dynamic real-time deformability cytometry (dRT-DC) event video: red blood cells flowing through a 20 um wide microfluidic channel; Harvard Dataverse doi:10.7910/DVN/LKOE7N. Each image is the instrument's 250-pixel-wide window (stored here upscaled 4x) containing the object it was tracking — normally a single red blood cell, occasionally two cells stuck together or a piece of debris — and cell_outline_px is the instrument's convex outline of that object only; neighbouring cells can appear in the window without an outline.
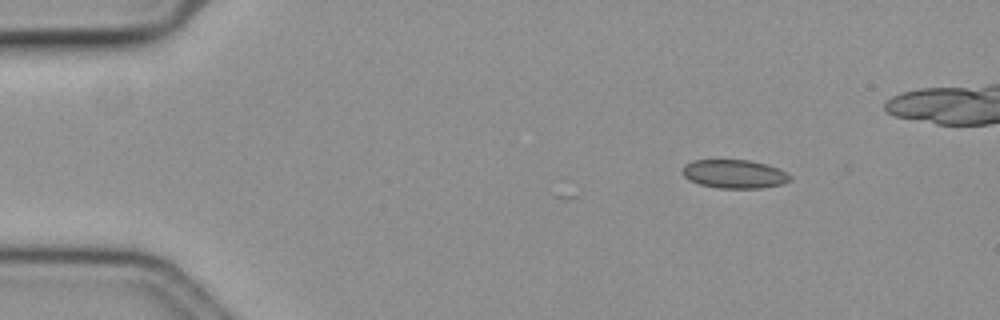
{"species": "common noctule bat (a hibernating species)", "species_latin": "Nyctalus noctula", "temperature_condition": "cold", "stored_images_in_passage": 6, "camera_frame_rate_fps": 3000, "um_per_image_px": 0.085, "animal": {"sex": "female", "body_mass_g": 19.3, "forearm_length_mm": 54.1}, "frame": {"image": 1, "passage_image": 1, "time_ms": 0.0, "image_size_px": [1000, 320], "cell_outline_px": [[788, 180], [780, 184], [760, 188], [716, 188], [700, 184], [688, 180], [684, 176], [684, 168], [692, 160], [748, 160], [764, 164], [776, 168], [784, 172], [788, 176]], "centroid_in_image_um": [62.36, 14.79], "position_along_channel_um": 22.6, "area_um2": 17.4}}